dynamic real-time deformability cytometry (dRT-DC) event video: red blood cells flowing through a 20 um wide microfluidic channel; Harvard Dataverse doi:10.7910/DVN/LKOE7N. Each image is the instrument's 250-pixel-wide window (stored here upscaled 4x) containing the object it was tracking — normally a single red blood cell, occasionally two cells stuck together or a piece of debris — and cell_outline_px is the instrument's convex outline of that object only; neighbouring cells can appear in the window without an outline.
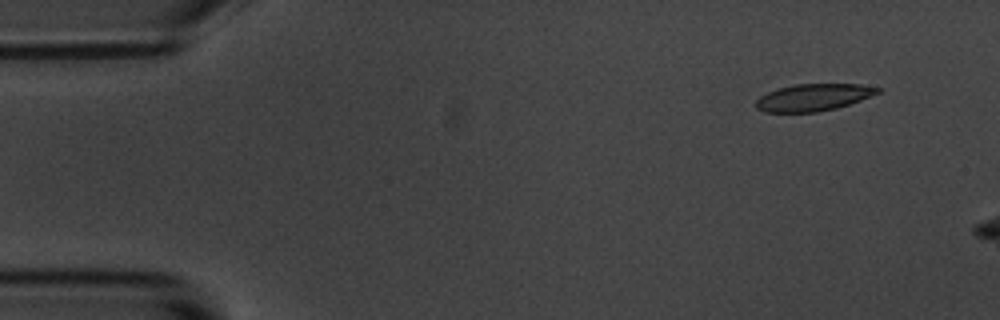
{"species": "common noctule bat (a hibernating species)", "species_latin": "Nyctalus noctula", "temperature_condition": "room temperature", "stored_images_in_passage": 2, "camera_frame_rate_fps": 3000, "um_per_image_px": 0.085, "animal": {"sex": "male", "body_mass_g": 20.1, "forearm_length_mm": 53.5}, "frame": {"image": 1, "passage_image": 1, "time_ms": 0.0, "image_size_px": [1000, 320], "cell_outline_px": [[884, 88], [880, 92], [860, 100], [836, 108], [816, 112], [764, 112], [756, 108], [756, 100], [760, 96], [776, 88], [796, 84], [860, 84]], "centroid_in_image_um": [69.13, 8.27], "position_along_channel_um": 15.9, "area_um2": 19.19}}